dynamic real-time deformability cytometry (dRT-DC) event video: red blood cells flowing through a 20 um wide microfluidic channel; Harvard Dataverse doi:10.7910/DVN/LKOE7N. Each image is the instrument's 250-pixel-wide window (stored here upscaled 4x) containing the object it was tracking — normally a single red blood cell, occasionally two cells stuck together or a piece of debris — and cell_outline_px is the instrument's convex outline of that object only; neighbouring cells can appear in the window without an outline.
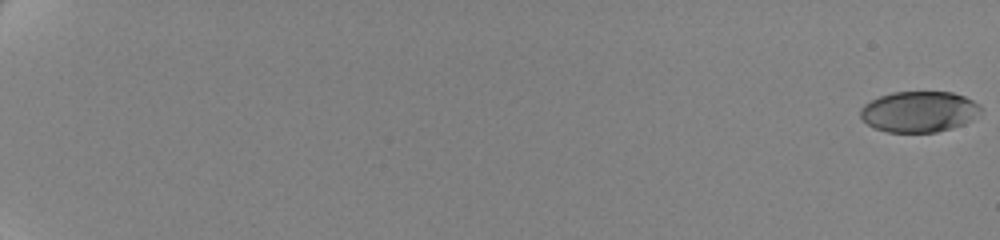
{"species": "human", "species_latin": "Homo sapiens", "temperature_condition": "cold", "stored_images_in_passage": 63, "camera_frame_rate_fps": 3000, "um_per_image_px": 0.085, "donor": {"sex": "female"}, "frame": {"image": 1, "passage_image": 1, "time_ms": 0.0, "image_size_px": [1000, 240], "cell_outline_px": [[984, 112], [964, 124], [952, 128], [936, 132], [888, 132], [876, 128], [868, 124], [860, 116], [860, 108], [864, 104], [880, 96], [892, 92], [952, 92], [964, 96], [980, 104], [984, 108]], "centroid_in_image_um": [78.17, 9.49], "position_along_channel_um": 6.8, "area_um2": 28.84}}
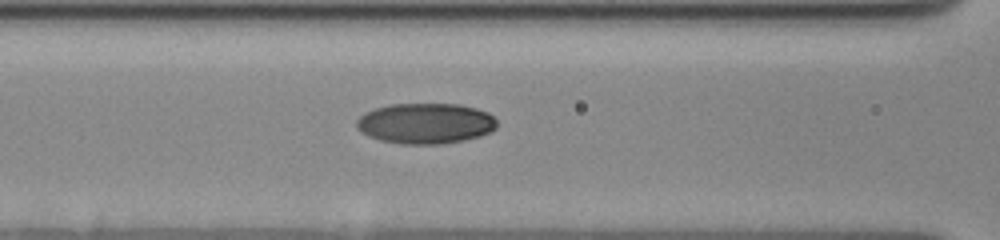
{"frame": {"image": 2, "passage_image": 32, "time_ms": 10.333, "image_size_px": [1000, 240], "cell_outline_px": [[496, 128], [492, 132], [480, 136], [464, 140], [444, 144], [400, 144], [380, 140], [368, 136], [356, 128], [356, 120], [364, 112], [388, 104], [460, 104], [476, 108], [488, 112], [496, 120]], "centroid_in_image_um": [36.16, 10.49], "position_along_channel_um": 130.4, "area_um2": 33.52}}
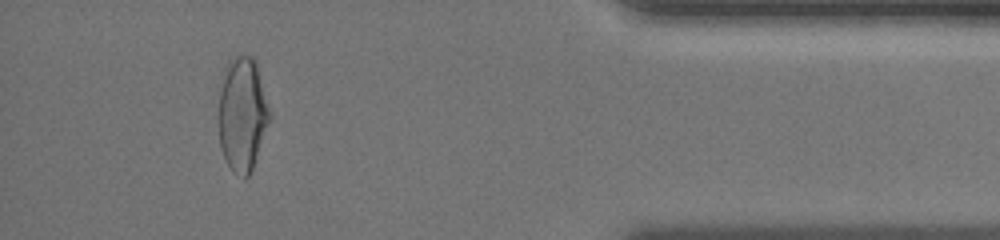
{"frame": {"image": 3, "passage_image": 59, "time_ms": 19.333, "image_size_px": [1000, 240], "cell_outline_px": [[272, 116], [252, 168], [248, 176], [244, 180], [232, 172], [220, 148], [216, 120], [216, 88], [224, 68], [228, 60], [236, 52], [252, 56], [256, 60], [272, 112]], "centroid_in_image_um": [20.54, 9.61], "position_along_channel_um": 414.7, "area_um2": 36.18}, "authors_computed_cell_mechanics": {"area_um2": 31.6166, "velocity_mm_per_s": 3.5121, "shape_relaxation_time_tau1_ms": 5.7317, "shape_relaxation_time_tau2_ms": 3.6738, "deformation_change_tau1": 0.1647, "deformation_change_tau2": 0.0492}}